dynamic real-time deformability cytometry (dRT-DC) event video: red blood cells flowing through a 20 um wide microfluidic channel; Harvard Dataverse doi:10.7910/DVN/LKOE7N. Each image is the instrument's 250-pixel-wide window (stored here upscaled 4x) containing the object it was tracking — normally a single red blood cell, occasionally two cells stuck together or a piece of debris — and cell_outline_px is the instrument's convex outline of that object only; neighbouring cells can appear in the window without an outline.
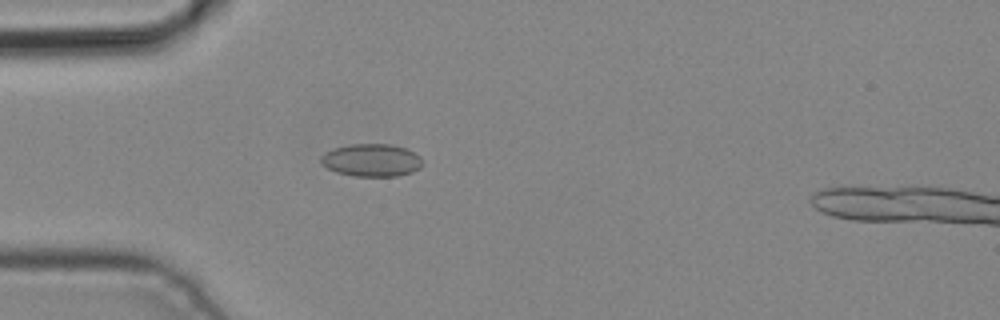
{"species": "common noctule bat (a hibernating species)", "species_latin": "Nyctalus noctula", "temperature_condition": "cold", "stored_images_in_passage": 3, "camera_frame_rate_fps": 3000, "um_per_image_px": 0.085, "animal": {"sex": "male", "body_mass_g": 19.2, "forearm_length_mm": 51.8}, "frame": {"image": 1, "passage_image": 3, "time_ms": 0.667, "image_size_px": [1000, 320], "cell_outline_px": [[424, 164], [420, 168], [412, 172], [396, 176], [352, 176], [336, 172], [320, 164], [320, 156], [324, 152], [332, 148], [352, 144], [388, 144], [404, 148], [420, 156], [424, 160]], "centroid_in_image_um": [31.56, 13.62], "position_along_channel_um": 53.4, "area_um2": 19.54}}